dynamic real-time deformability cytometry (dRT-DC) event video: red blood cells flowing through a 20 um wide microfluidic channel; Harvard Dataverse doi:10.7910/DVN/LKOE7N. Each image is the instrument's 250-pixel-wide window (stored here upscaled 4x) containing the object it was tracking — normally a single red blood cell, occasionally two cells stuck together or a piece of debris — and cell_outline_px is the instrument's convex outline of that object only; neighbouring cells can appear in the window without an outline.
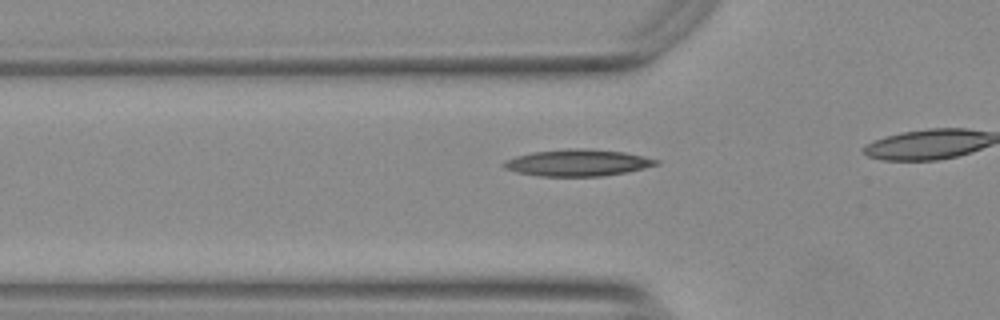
{"species": "Egyptian fruit bat (a non-hibernating species)", "species_latin": "Rousettus aegyptiacus", "temperature_condition": "warm", "stored_images_in_passage": 18, "camera_frame_rate_fps": 3000, "um_per_image_px": 0.085, "animal": {"sex": "female"}, "frame": {"image": 1, "passage_image": 13, "time_ms": 4.0, "image_size_px": [1000, 320], "cell_outline_px": [[660, 164], [644, 168], [604, 176], [540, 176], [516, 172], [504, 168], [500, 164], [504, 160], [516, 156], [532, 152], [568, 148], [592, 148], [624, 152], [644, 156], [660, 160]], "centroid_in_image_um": [49.09, 13.82], "position_along_channel_um": 76.7, "area_um2": 23.93}}
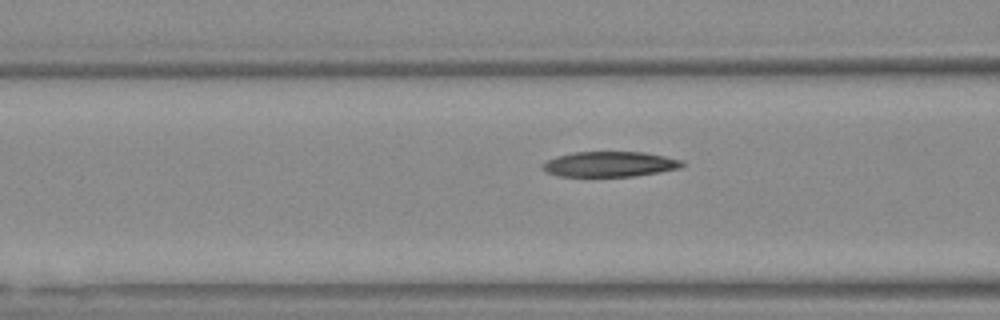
{"frame": {"image": 2, "passage_image": 16, "time_ms": 5.0, "image_size_px": [1000, 320], "cell_outline_px": [[684, 164], [680, 168], [632, 176], [560, 176], [548, 172], [540, 168], [540, 164], [556, 156], [572, 152], [644, 152], [664, 156], [680, 160]], "centroid_in_image_um": [51.76, 13.94], "position_along_channel_um": 114.8, "area_um2": 20.35}}